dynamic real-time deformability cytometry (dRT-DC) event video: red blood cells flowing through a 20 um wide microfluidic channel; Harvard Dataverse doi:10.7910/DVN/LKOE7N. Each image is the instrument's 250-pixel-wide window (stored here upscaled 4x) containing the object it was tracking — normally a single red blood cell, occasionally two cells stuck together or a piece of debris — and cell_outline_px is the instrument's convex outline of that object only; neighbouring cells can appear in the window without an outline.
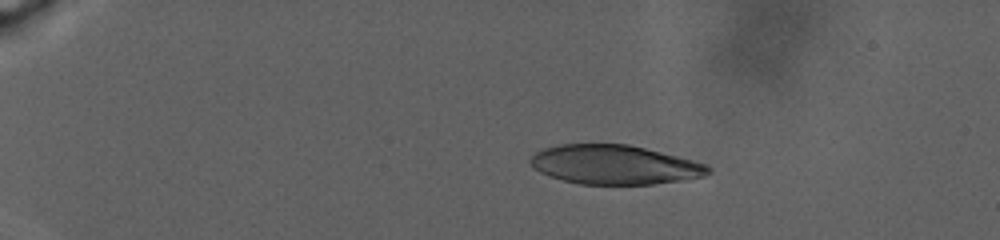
{"species": "human", "species_latin": "Homo sapiens", "temperature_condition": "warm", "stored_images_in_passage": 52, "camera_frame_rate_fps": 3000, "um_per_image_px": 0.085, "donor": {"sex": "male"}, "frame": {"image": 1, "passage_image": 11, "time_ms": 4.667, "image_size_px": [1000, 240], "cell_outline_px": [[712, 172], [704, 176], [680, 180], [652, 184], [580, 184], [548, 176], [532, 168], [528, 160], [536, 152], [544, 148], [560, 144], [628, 144], [708, 164], [712, 168]], "centroid_in_image_um": [52.21, 14.0], "position_along_channel_um": 32.8, "area_um2": 40.58}}
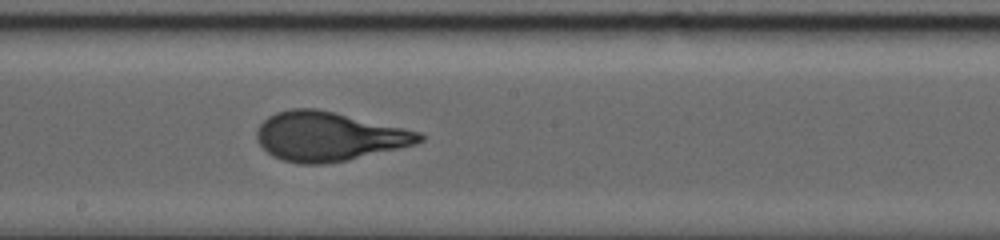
{"frame": {"image": 2, "passage_image": 33, "time_ms": 18.0, "image_size_px": [1000, 240], "cell_outline_px": [[424, 140], [416, 144], [400, 148], [348, 160], [324, 164], [296, 164], [272, 156], [256, 140], [256, 132], [260, 124], [268, 116], [276, 112], [292, 108], [316, 108], [404, 128], [420, 132], [424, 136]], "centroid_in_image_um": [27.92, 11.6], "position_along_channel_um": 220.3, "area_um2": 46.47}}
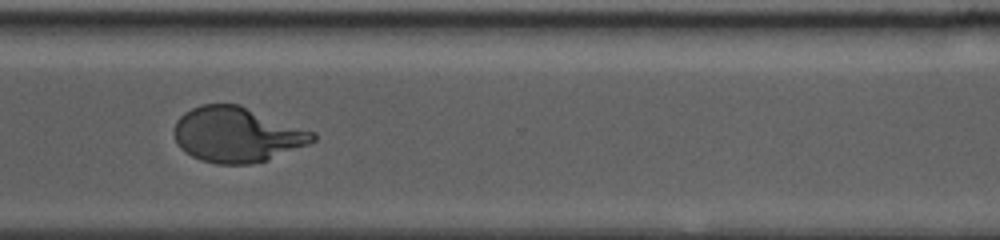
{"frame": {"image": 3, "passage_image": 51, "time_ms": 24.0, "image_size_px": [1000, 240], "cell_outline_px": [[316, 140], [308, 144], [268, 160], [248, 164], [216, 164], [200, 160], [184, 152], [180, 148], [172, 132], [176, 120], [184, 112], [200, 104], [240, 104], [316, 132]], "centroid_in_image_um": [20.12, 11.43], "position_along_channel_um": 350.5, "area_um2": 44.97}}